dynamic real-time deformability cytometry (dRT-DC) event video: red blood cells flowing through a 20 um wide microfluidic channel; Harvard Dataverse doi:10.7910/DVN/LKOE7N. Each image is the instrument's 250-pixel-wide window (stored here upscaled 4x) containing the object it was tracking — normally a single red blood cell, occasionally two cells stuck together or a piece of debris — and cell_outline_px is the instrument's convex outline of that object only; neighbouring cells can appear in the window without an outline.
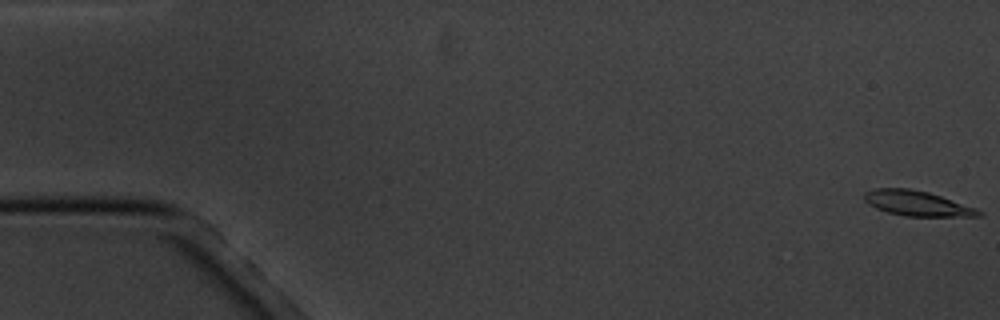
{"species": "common noctule bat (a hibernating species)", "species_latin": "Nyctalus noctula", "temperature_condition": "cold", "stored_images_in_passage": 6, "camera_frame_rate_fps": 3000, "um_per_image_px": 0.085, "animal": {"sex": "male", "body_mass_g": 20.1, "forearm_length_mm": 53.5}, "frame": {"image": 1, "passage_image": 1, "time_ms": 0.0, "image_size_px": [1000, 320], "cell_outline_px": [[984, 212], [980, 216], [904, 216], [888, 212], [876, 208], [868, 204], [864, 200], [864, 192], [876, 188], [908, 188], [928, 192], [976, 208]], "centroid_in_image_um": [77.93, 17.28], "position_along_channel_um": 7.1, "area_um2": 16.59}}
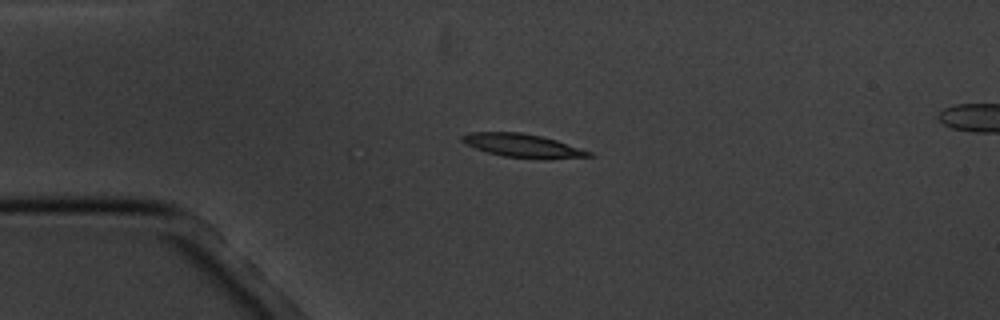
{"frame": {"image": 2, "passage_image": 4, "time_ms": 4.333, "image_size_px": [1000, 320], "cell_outline_px": [[596, 156], [548, 160], [544, 160], [504, 156], [488, 152], [476, 148], [460, 140], [460, 136], [468, 132], [520, 132], [544, 136], [592, 152]], "centroid_in_image_um": [44.49, 12.39], "position_along_channel_um": 40.5, "area_um2": 17.57}}